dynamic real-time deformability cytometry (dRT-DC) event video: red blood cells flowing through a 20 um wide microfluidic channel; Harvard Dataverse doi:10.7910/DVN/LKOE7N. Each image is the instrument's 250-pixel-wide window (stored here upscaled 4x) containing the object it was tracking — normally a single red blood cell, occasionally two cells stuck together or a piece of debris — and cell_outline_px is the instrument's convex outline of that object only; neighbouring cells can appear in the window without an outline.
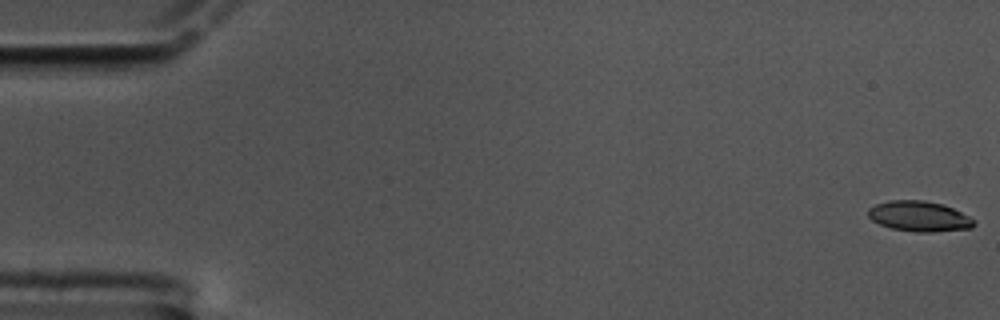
{"species": "common noctule bat (a hibernating species)", "species_latin": "Nyctalus noctula", "temperature_condition": "cold", "stored_images_in_passage": 60, "camera_frame_rate_fps": 3000, "um_per_image_px": 0.085, "animal": {"sex": "male", "body_mass_g": 17.5, "forearm_length_mm": 52.3}, "frame": {"image": 1, "passage_image": 1, "time_ms": 0.0, "image_size_px": [1000, 320], "cell_outline_px": [[976, 224], [972, 228], [932, 232], [916, 232], [892, 228], [880, 224], [872, 220], [868, 216], [868, 208], [876, 204], [888, 200], [924, 200], [944, 204], [976, 220]], "centroid_in_image_um": [78.14, 18.38], "position_along_channel_um": 6.9, "area_um2": 18.79}}
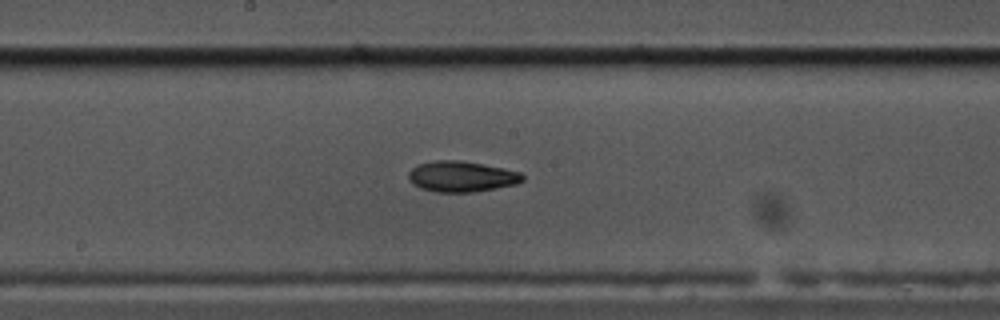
{"frame": {"image": 2, "passage_image": 32, "time_ms": 10.333, "image_size_px": [1000, 320], "cell_outline_px": [[524, 180], [516, 184], [496, 188], [472, 192], [436, 192], [420, 188], [412, 184], [408, 180], [408, 172], [412, 168], [420, 164], [436, 160], [460, 160], [484, 164], [504, 168], [520, 172], [524, 176]], "centroid_in_image_um": [39.22, 15.0], "position_along_channel_um": 209.0, "area_um2": 20.52}}
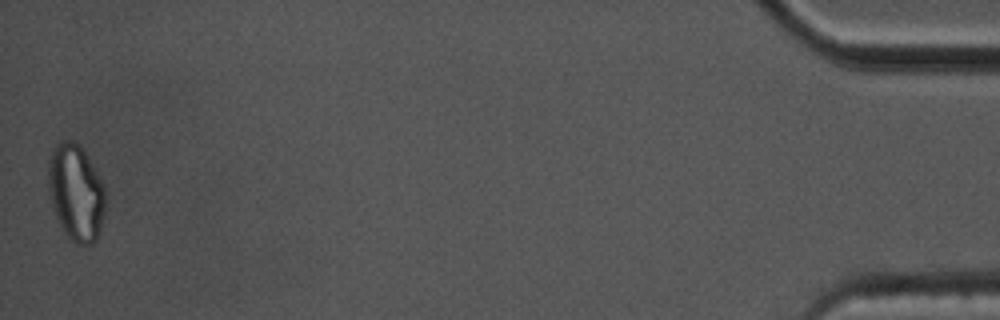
{"frame": {"image": 3, "passage_image": 60, "time_ms": 19.667, "image_size_px": [1000, 320], "cell_outline_px": [[104, 212], [100, 228], [96, 240], [92, 244], [80, 244], [72, 240], [68, 236], [60, 224], [52, 208], [48, 192], [48, 160], [52, 148], [60, 140], [72, 140], [80, 144], [92, 164], [104, 188]], "centroid_in_image_um": [6.41, 16.32], "position_along_channel_um": 428.8, "area_um2": 31.96}, "authors_computed_cell_mechanics": {"area_um2": 19.8543, "velocity_mm_per_s": 3.3562, "shape_relaxation_time_tau1_ms": 7.105, "shape_relaxation_time_tau2_ms": 7.1236, "deformation_change_tau1": 0.1962, "deformation_change_tau2": 0.1481}}